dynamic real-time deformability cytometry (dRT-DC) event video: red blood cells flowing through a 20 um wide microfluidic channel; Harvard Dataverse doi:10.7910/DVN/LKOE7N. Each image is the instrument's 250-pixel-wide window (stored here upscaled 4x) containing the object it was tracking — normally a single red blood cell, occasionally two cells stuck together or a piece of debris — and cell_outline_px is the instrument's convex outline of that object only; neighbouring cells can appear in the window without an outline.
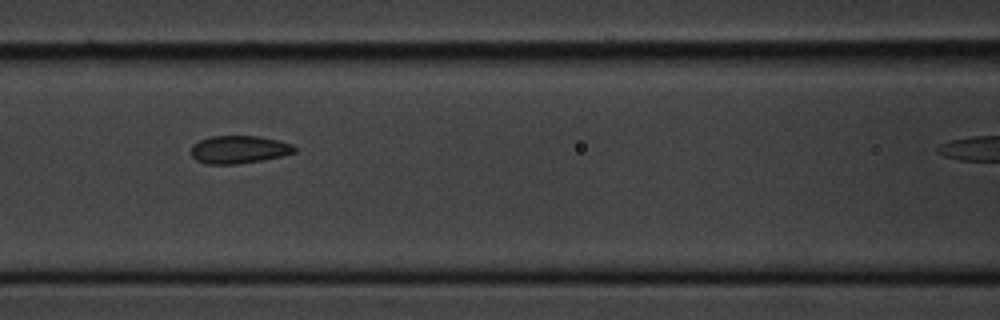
{"species": "common noctule bat (a hibernating species)", "species_latin": "Nyctalus noctula", "temperature_condition": "cold", "stored_images_in_passage": 6, "camera_frame_rate_fps": 3000, "um_per_image_px": 0.085, "animal": {"sex": "male", "body_mass_g": 20.1, "forearm_length_mm": 53.5}, "frame": {"image": 1, "passage_image": 5, "time_ms": 4.667, "image_size_px": [1000, 320], "cell_outline_px": [[296, 152], [264, 160], [236, 164], [204, 164], [196, 160], [188, 152], [192, 144], [200, 140], [212, 136], [260, 136], [280, 140], [292, 144], [296, 148]], "centroid_in_image_um": [20.28, 12.71], "position_along_channel_um": 146.3, "area_um2": 17.05}}